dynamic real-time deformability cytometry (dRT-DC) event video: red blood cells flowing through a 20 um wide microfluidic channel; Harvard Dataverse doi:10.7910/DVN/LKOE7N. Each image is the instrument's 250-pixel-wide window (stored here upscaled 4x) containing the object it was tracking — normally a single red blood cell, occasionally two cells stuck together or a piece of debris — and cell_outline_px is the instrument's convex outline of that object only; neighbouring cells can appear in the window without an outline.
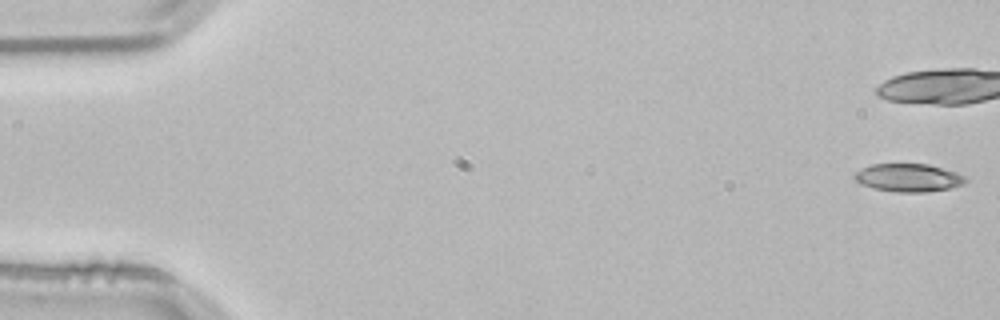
{"species": "common noctule bat (a hibernating species)", "species_latin": "Nyctalus noctula", "temperature_condition": "room temperature", "stored_images_in_passage": 15, "camera_frame_rate_fps": 3000, "um_per_image_px": 0.085, "animal": {"sex": "male", "body_mass_g": 21.5, "forearm_length_mm": 52.0}, "frame": {"image": 1, "passage_image": 1, "time_ms": 0.0, "image_size_px": [1000, 320], "cell_outline_px": [[968, 180], [964, 184], [952, 188], [924, 192], [896, 192], [872, 188], [860, 184], [852, 176], [856, 172], [872, 164], [928, 164], [956, 172], [964, 176]], "centroid_in_image_um": [77.23, 15.11], "position_along_channel_um": 7.8, "area_um2": 18.15}}